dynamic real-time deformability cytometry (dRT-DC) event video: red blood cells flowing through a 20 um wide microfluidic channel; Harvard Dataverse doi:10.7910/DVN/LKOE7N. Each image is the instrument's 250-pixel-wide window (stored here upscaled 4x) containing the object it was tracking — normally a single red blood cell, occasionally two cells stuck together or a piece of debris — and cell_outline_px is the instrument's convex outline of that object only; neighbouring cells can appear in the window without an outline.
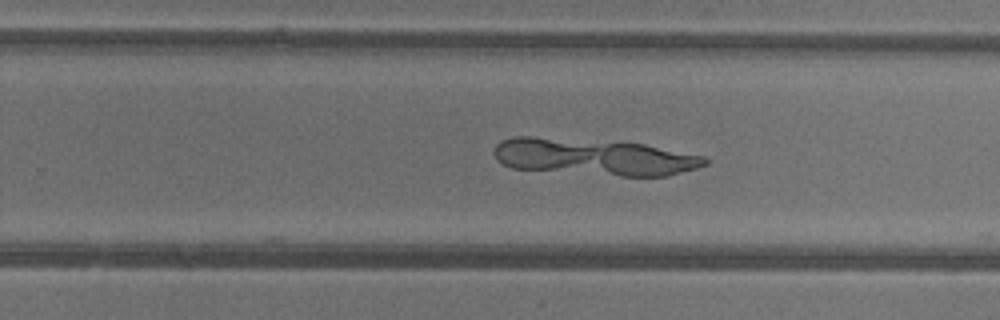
{"species": "common noctule bat (a hibernating species)", "species_latin": "Nyctalus noctula", "temperature_condition": "warm", "stored_images_in_passage": 25, "camera_frame_rate_fps": 3000, "um_per_image_px": 0.085, "animal": {"sex": "female"}, "frame": {"image": 1, "passage_image": 17, "time_ms": 5.333, "image_size_px": [1000, 320], "cell_outline_px": [[708, 164], [696, 168], [668, 176], [620, 176], [512, 168], [496, 160], [492, 152], [496, 144], [500, 140], [512, 136], [532, 136], [644, 144], [704, 156], [708, 160]], "centroid_in_image_um": [50.45, 13.34], "position_along_channel_um": 279.4, "area_um2": 45.03}}